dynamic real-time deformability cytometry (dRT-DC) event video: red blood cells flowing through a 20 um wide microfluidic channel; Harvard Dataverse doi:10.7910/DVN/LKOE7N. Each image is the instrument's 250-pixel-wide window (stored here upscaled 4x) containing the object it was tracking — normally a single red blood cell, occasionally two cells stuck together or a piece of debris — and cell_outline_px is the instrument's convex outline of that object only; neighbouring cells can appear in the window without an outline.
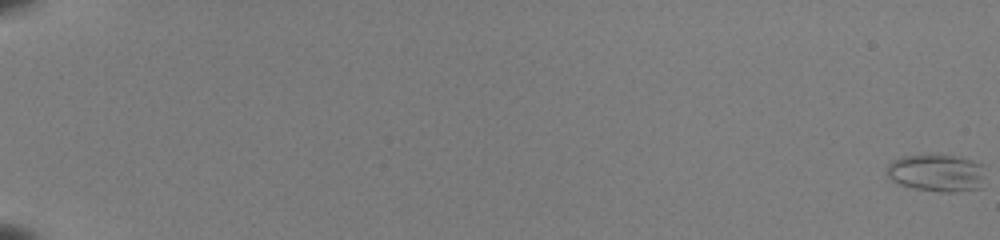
{"species": "common noctule bat (a hibernating species)", "species_latin": "Nyctalus noctula", "temperature_condition": "room temperature", "stored_images_in_passage": 48, "camera_frame_rate_fps": 3000, "um_per_image_px": 0.085, "animal": {"sex": "female", "body_mass_g": 22.0, "forearm_length_mm": 56.7}, "frame": {"image": 1, "passage_image": 1, "time_ms": 0.0, "image_size_px": [1000, 240], "cell_outline_px": [[984, 176], [980, 188], [956, 192], [940, 192], [916, 188], [900, 184], [892, 180], [884, 172], [888, 164], [892, 160], [900, 156], [960, 156], [984, 164]], "centroid_in_image_um": [79.63, 14.7], "position_along_channel_um": 5.4, "area_um2": 21.5}}
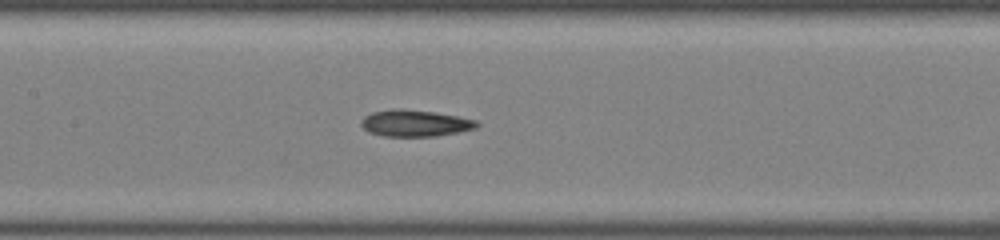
{"frame": {"image": 2, "passage_image": 31, "time_ms": 10.0, "image_size_px": [1000, 240], "cell_outline_px": [[480, 124], [476, 128], [460, 132], [436, 136], [384, 136], [368, 132], [360, 124], [360, 120], [364, 116], [372, 112], [392, 108], [396, 108], [436, 112], [476, 120]], "centroid_in_image_um": [35.26, 10.47], "position_along_channel_um": 172.1, "area_um2": 18.03}}
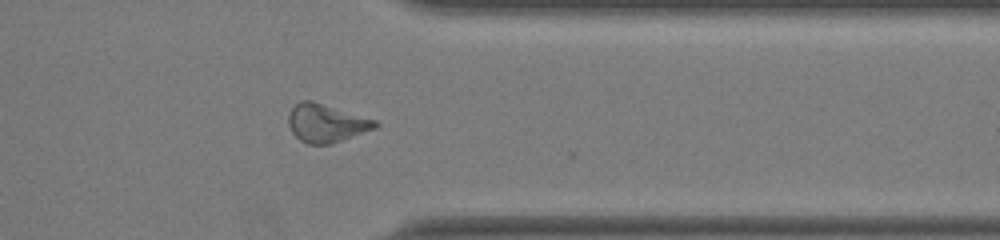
{"frame": {"image": 3, "passage_image": 47, "time_ms": 15.333, "image_size_px": [1000, 240], "cell_outline_px": [[380, 124], [376, 128], [332, 144], [308, 144], [300, 140], [292, 132], [288, 124], [288, 116], [292, 108], [300, 100], [312, 100], [376, 120]], "centroid_in_image_um": [27.73, 10.47], "position_along_channel_um": 383.7, "area_um2": 19.31}}